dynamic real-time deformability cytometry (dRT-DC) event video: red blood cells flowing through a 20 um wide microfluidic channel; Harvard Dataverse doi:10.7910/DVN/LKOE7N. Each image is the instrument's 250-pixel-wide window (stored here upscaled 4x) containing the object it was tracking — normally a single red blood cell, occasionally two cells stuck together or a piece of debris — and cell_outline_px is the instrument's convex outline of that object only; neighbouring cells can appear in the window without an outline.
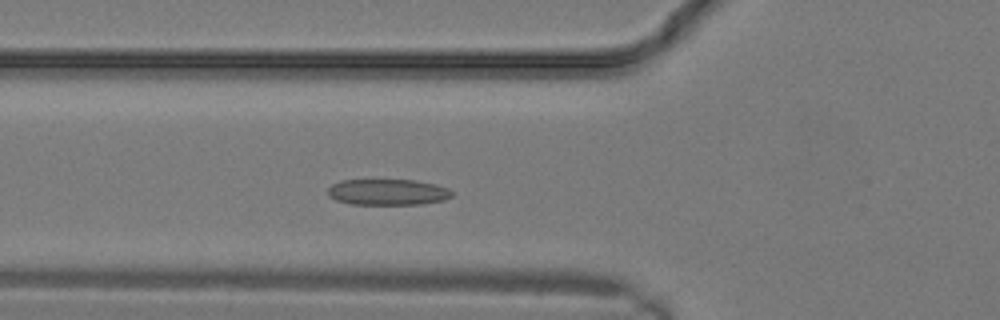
{"species": "common noctule bat (a hibernating species)", "species_latin": "Nyctalus noctula", "temperature_condition": "warm", "stored_images_in_passage": 23, "segment_of_instrument_passage": [1, 2], "camera_frame_rate_fps": 3000, "um_per_image_px": 0.085, "animal": {"sex": "male", "body_mass_g": 19.2, "forearm_length_mm": 51.8}, "frame": {"image": 1, "passage_image": 6, "time_ms": 1.667, "image_size_px": [1000, 320], "cell_outline_px": [[452, 196], [444, 200], [420, 204], [352, 204], [336, 200], [328, 196], [328, 188], [332, 184], [340, 180], [416, 180], [436, 184], [448, 188], [452, 192]], "centroid_in_image_um": [32.95, 16.32], "position_along_channel_um": 92.8, "area_um2": 18.84}}
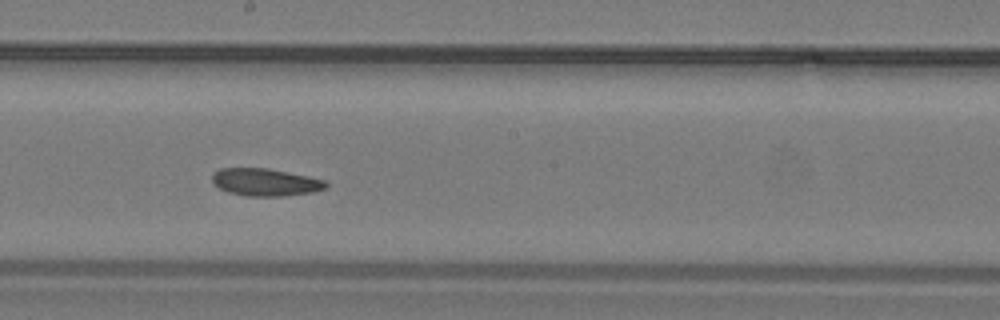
{"frame": {"image": 2, "passage_image": 11, "time_ms": 3.333, "image_size_px": [1000, 320], "cell_outline_px": [[328, 188], [312, 192], [280, 196], [244, 196], [228, 192], [212, 184], [212, 176], [220, 168], [268, 168], [308, 176], [324, 180], [328, 184]], "centroid_in_image_um": [22.55, 15.49], "position_along_channel_um": 225.7, "area_um2": 18.21}}
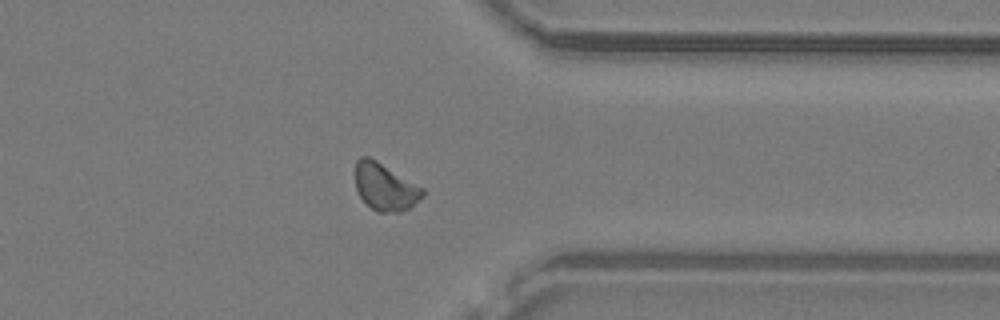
{"frame": {"image": 3, "passage_image": 17, "time_ms": 5.333, "image_size_px": [1000, 320], "cell_outline_px": [[424, 196], [408, 208], [400, 212], [376, 212], [360, 196], [356, 188], [356, 160], [360, 156], [368, 156], [376, 160], [424, 188]], "centroid_in_image_um": [32.73, 15.88], "position_along_channel_um": 378.7, "area_um2": 18.32}}